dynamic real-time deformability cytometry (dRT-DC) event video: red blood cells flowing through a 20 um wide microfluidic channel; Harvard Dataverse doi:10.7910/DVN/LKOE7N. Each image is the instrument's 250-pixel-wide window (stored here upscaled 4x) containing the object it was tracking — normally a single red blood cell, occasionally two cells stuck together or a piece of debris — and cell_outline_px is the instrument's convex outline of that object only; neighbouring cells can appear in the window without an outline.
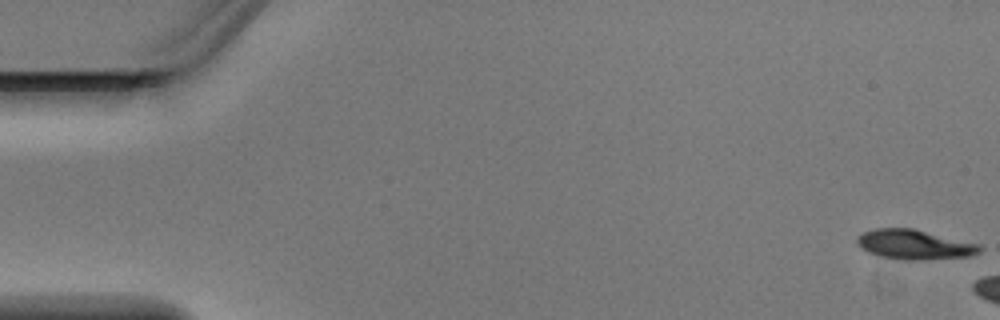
{"species": "Egyptian fruit bat (a non-hibernating species)", "species_latin": "Rousettus aegyptiacus", "temperature_condition": "warm", "stored_images_in_passage": 3, "camera_frame_rate_fps": 3000, "um_per_image_px": 0.085, "animal": {"sex": "male"}, "frame": {"image": 1, "passage_image": 1, "time_ms": 0.0, "image_size_px": [1000, 320], "cell_outline_px": [[980, 252], [972, 256], [920, 260], [904, 260], [880, 256], [868, 252], [856, 244], [856, 236], [864, 232], [876, 228], [912, 228], [980, 244]], "centroid_in_image_um": [77.71, 20.79], "position_along_channel_um": 7.3, "area_um2": 21.21}}